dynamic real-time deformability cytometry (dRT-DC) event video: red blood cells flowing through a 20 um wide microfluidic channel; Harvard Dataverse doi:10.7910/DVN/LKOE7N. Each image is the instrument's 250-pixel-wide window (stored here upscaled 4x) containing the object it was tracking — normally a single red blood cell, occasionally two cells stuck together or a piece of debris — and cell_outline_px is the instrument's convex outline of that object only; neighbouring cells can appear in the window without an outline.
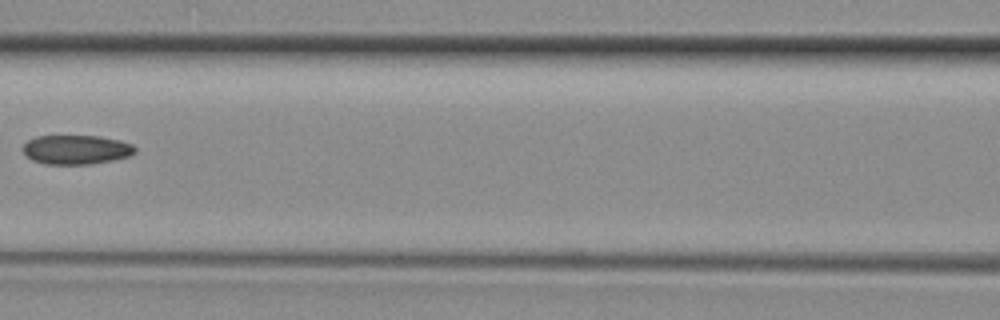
{"species": "common noctule bat (a hibernating species)", "species_latin": "Nyctalus noctula", "temperature_condition": "room temperature", "stored_images_in_passage": 5, "camera_frame_rate_fps": 3000, "um_per_image_px": 0.085, "animal": {"sex": "female", "body_mass_g": 29.2, "forearm_length_mm": 56.3}, "frame": {"image": 1, "passage_image": 5, "time_ms": 1.333, "image_size_px": [1000, 320], "cell_outline_px": [[136, 152], [128, 156], [112, 160], [92, 164], [44, 164], [32, 160], [20, 148], [28, 140], [36, 136], [100, 136], [120, 140], [132, 144], [136, 148]], "centroid_in_image_um": [6.47, 12.71], "position_along_channel_um": 160.1, "area_um2": 19.19}}